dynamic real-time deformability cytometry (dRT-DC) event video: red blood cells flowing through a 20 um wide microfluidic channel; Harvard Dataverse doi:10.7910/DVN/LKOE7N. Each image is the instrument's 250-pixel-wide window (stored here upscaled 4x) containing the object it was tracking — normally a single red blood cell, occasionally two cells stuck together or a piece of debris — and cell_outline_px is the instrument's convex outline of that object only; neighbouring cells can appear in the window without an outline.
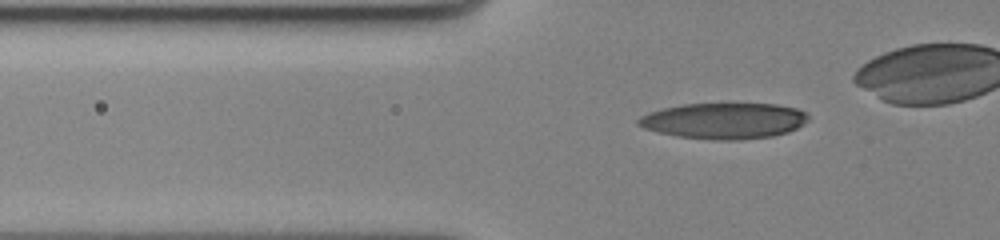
{"species": "human", "species_latin": "Homo sapiens", "temperature_condition": "cold", "stored_images_in_passage": 35, "camera_frame_rate_fps": 3000, "um_per_image_px": 0.085, "donor": {"sex": "female"}, "frame": {"image": 1, "passage_image": 3, "time_ms": 0.667, "image_size_px": [1000, 240], "cell_outline_px": [[808, 120], [804, 124], [788, 132], [772, 136], [740, 140], [716, 140], [680, 136], [660, 132], [644, 128], [636, 124], [636, 120], [640, 116], [648, 112], [664, 108], [684, 104], [776, 104], [796, 108], [804, 112], [808, 116]], "centroid_in_image_um": [61.54, 10.27], "position_along_channel_um": 64.3, "area_um2": 35.43}}
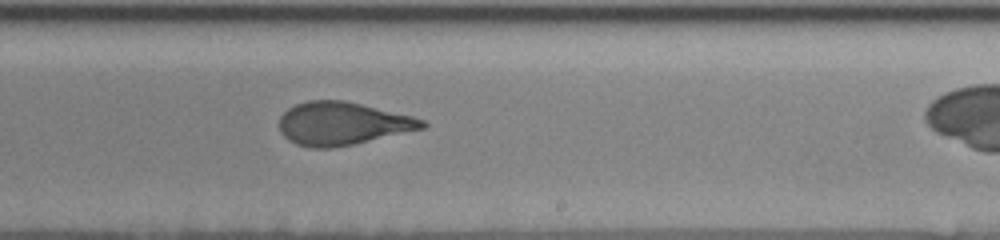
{"frame": {"image": 2, "passage_image": 21, "time_ms": 6.667, "image_size_px": [1000, 240], "cell_outline_px": [[428, 124], [424, 128], [352, 144], [332, 148], [308, 148], [296, 144], [288, 140], [280, 132], [280, 116], [288, 108], [296, 104], [308, 100], [344, 100], [412, 116], [424, 120]], "centroid_in_image_um": [29.06, 10.5], "position_along_channel_um": 259.9, "area_um2": 35.6}}
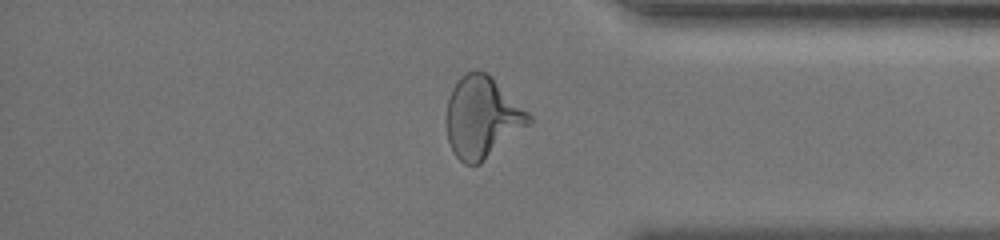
{"frame": {"image": 3, "passage_image": 33, "time_ms": 10.667, "image_size_px": [1000, 240], "cell_outline_px": [[532, 124], [480, 164], [464, 164], [456, 156], [448, 140], [444, 120], [448, 100], [452, 88], [460, 76], [468, 72], [488, 72], [532, 116]], "centroid_in_image_um": [40.98, 9.99], "position_along_channel_um": 394.2, "area_um2": 39.42}}